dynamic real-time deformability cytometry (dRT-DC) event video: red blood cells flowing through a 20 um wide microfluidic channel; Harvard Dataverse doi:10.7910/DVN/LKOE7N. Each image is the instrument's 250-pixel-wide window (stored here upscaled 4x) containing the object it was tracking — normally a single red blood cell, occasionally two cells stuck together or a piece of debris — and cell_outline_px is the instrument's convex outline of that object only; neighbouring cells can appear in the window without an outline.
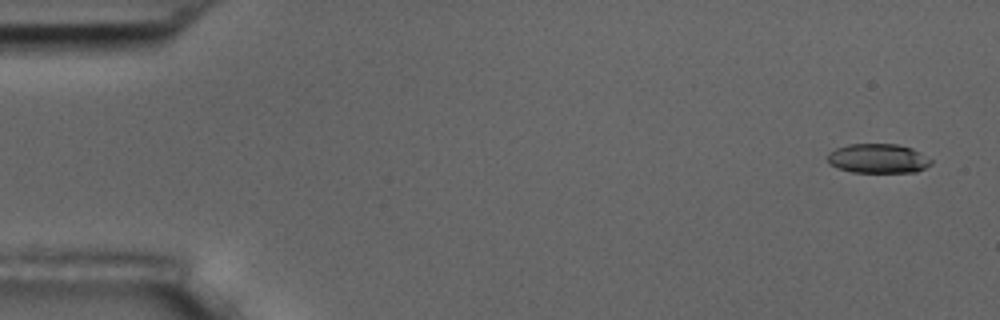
{"species": "common noctule bat (a hibernating species)", "species_latin": "Nyctalus noctula", "temperature_condition": "room temperature", "stored_images_in_passage": 6, "camera_frame_rate_fps": 3000, "um_per_image_px": 0.085, "animal": {"sex": "male", "body_mass_g": 17.5, "forearm_length_mm": 52.3}, "frame": {"image": 1, "passage_image": 1, "time_ms": 0.0, "image_size_px": [1000, 320], "cell_outline_px": [[932, 164], [916, 172], [852, 172], [828, 164], [828, 152], [836, 148], [848, 144], [896, 144], [912, 148], [920, 152], [932, 160]], "centroid_in_image_um": [74.63, 13.47], "position_along_channel_um": 10.4, "area_um2": 17.74}}
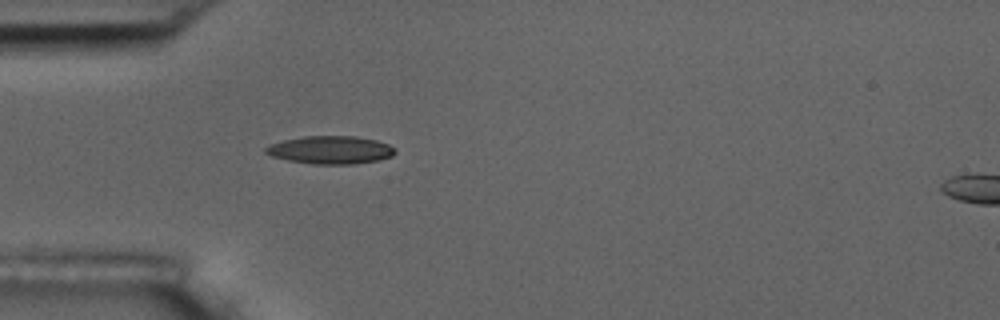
{"frame": {"image": 2, "passage_image": 5, "time_ms": 4.667, "image_size_px": [1000, 320], "cell_outline_px": [[396, 152], [392, 156], [376, 160], [352, 164], [316, 164], [288, 160], [272, 156], [264, 152], [264, 148], [268, 144], [284, 140], [304, 136], [356, 136], [376, 140], [388, 144], [396, 148]], "centroid_in_image_um": [28.08, 12.73], "position_along_channel_um": 56.9, "area_um2": 21.04}}